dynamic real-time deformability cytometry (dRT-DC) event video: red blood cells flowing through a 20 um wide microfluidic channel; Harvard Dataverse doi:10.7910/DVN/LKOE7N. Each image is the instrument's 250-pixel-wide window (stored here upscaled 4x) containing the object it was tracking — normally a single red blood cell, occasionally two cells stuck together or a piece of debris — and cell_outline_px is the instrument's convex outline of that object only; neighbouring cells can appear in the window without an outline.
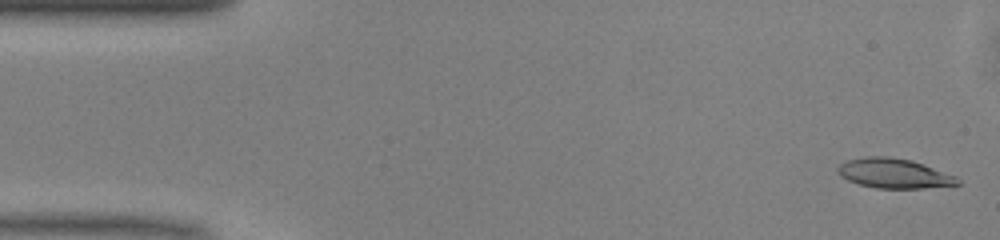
{"species": "common noctule bat (a hibernating species)", "species_latin": "Nyctalus noctula", "temperature_condition": "warm", "stored_images_in_passage": 49, "camera_frame_rate_fps": 3000, "um_per_image_px": 0.085, "animal": {"sex": "male", "body_mass_g": 13.0, "forearm_length_mm": 53.1}, "frame": {"image": 1, "passage_image": 1, "time_ms": 0.0, "image_size_px": [1000, 240], "cell_outline_px": [[960, 184], [924, 188], [876, 188], [860, 184], [848, 180], [840, 176], [836, 172], [836, 168], [840, 164], [848, 160], [864, 156], [888, 156], [912, 160], [956, 176], [960, 180]], "centroid_in_image_um": [75.96, 14.73], "position_along_channel_um": 9.0, "area_um2": 20.75}}
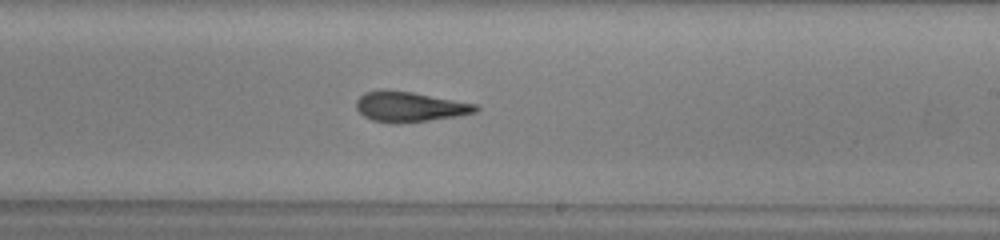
{"frame": {"image": 2, "passage_image": 28, "time_ms": 9.0, "image_size_px": [1000, 240], "cell_outline_px": [[480, 108], [476, 112], [456, 116], [428, 120], [392, 124], [388, 124], [372, 120], [364, 116], [356, 108], [356, 100], [364, 92], [380, 88], [412, 92], [476, 104]], "centroid_in_image_um": [34.76, 9.06], "position_along_channel_um": 254.2, "area_um2": 21.1}}
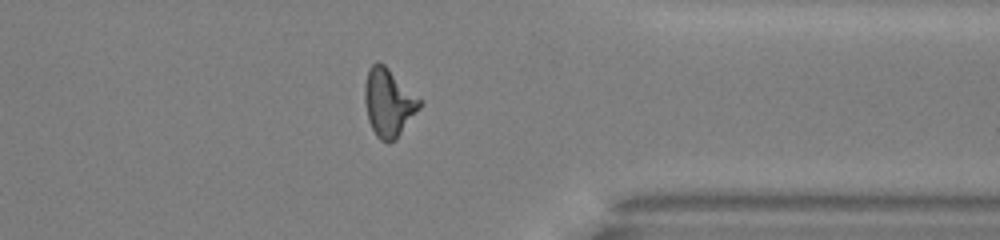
{"frame": {"image": 3, "passage_image": 38, "time_ms": 12.333, "image_size_px": [1000, 240], "cell_outline_px": [[420, 108], [396, 140], [388, 144], [380, 140], [376, 136], [368, 120], [364, 100], [364, 84], [368, 72], [372, 64], [376, 60], [384, 64], [420, 100]], "centroid_in_image_um": [32.99, 8.75], "position_along_channel_um": 378.4, "area_um2": 21.56}, "authors_computed_cell_mechanics": {"area_um2": 21.097, "velocity_mm_per_s": 4.0798, "shape_relaxation_time_tau1_ms": 7.6208, "shape_relaxation_time_tau2_ms": 2.838, "deformation_change_tau1": 0.2367, "deformation_change_tau2": 0.1317}}